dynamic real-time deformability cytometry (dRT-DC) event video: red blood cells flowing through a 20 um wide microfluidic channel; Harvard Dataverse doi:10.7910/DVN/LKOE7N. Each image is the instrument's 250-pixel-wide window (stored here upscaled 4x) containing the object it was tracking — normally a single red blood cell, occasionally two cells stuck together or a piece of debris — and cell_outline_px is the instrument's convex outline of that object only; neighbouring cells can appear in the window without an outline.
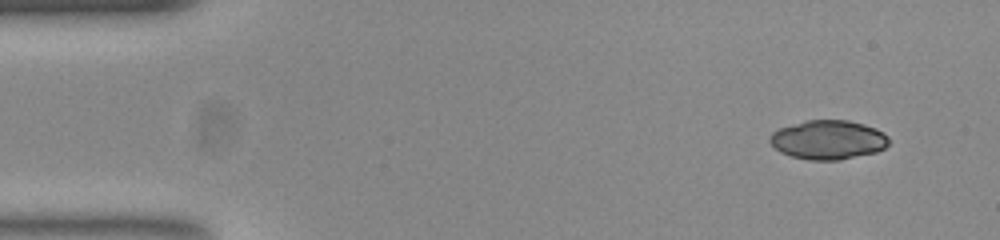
{"species": "common noctule bat (a hibernating species)", "species_latin": "Nyctalus noctula", "temperature_condition": "room temperature", "stored_images_in_passage": 10, "camera_frame_rate_fps": 3000, "um_per_image_px": 0.085, "animal": {"sex": "female", "body_mass_g": 23.0, "forearm_length_mm": 53.4}, "frame": {"image": 1, "passage_image": 1, "time_ms": 0.0, "image_size_px": [1000, 240], "cell_outline_px": [[888, 144], [884, 148], [876, 152], [840, 160], [808, 160], [792, 156], [780, 152], [768, 140], [768, 136], [772, 132], [780, 128], [808, 120], [848, 120], [864, 124], [876, 128], [884, 132], [888, 136]], "centroid_in_image_um": [70.4, 11.88], "position_along_channel_um": 14.6, "area_um2": 27.17}}